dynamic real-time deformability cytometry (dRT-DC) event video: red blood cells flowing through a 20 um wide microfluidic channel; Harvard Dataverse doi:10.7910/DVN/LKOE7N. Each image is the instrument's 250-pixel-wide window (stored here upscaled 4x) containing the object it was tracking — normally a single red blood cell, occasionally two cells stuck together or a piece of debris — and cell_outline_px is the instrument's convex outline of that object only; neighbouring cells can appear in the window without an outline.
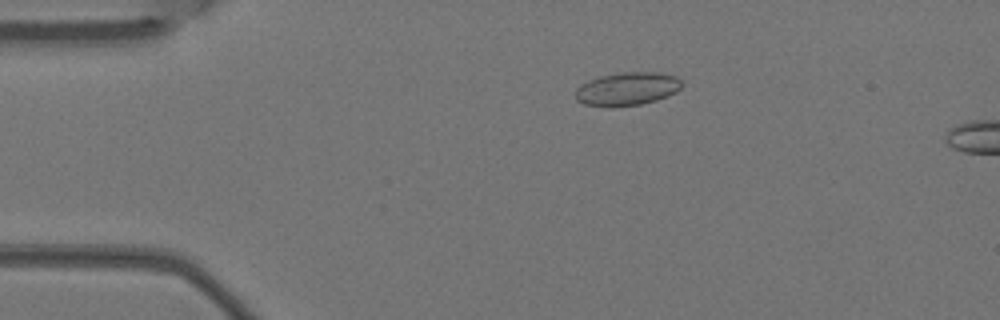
{"species": "Egyptian fruit bat (a non-hibernating species)", "species_latin": "Rousettus aegyptiacus", "temperature_condition": "warm", "stored_images_in_passage": 5, "camera_frame_rate_fps": 3000, "um_per_image_px": 0.085, "animal": {"sex": "female"}, "frame": {"image": 1, "passage_image": 3, "time_ms": 0.667, "image_size_px": [1000, 320], "cell_outline_px": [[684, 84], [676, 92], [668, 96], [656, 100], [640, 104], [612, 108], [584, 104], [576, 100], [576, 88], [580, 84], [588, 80], [600, 76], [624, 72], [660, 72], [676, 76]], "centroid_in_image_um": [53.31, 7.56], "position_along_channel_um": 31.7, "area_um2": 20.87}}